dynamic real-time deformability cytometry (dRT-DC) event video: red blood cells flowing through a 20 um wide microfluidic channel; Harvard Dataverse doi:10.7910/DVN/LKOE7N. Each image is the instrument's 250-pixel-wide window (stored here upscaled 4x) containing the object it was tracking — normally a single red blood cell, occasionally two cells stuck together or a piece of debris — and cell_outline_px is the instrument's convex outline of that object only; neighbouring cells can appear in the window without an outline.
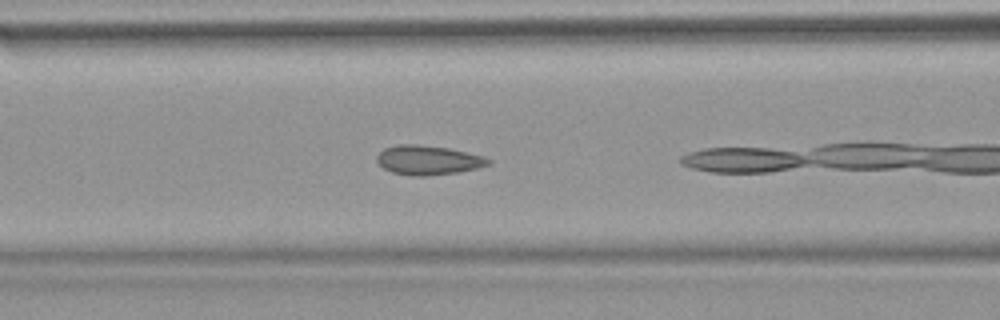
{"species": "common noctule bat (a hibernating species)", "species_latin": "Nyctalus noctula", "temperature_condition": "warm", "stored_images_in_passage": 15, "camera_frame_rate_fps": 3000, "um_per_image_px": 0.085, "animal": {"sex": "female", "body_mass_g": 18.4}, "frame": {"image": 1, "passage_image": 5, "time_ms": 1.333, "image_size_px": [1000, 320], "cell_outline_px": [[492, 164], [460, 172], [424, 176], [408, 176], [392, 172], [384, 168], [376, 160], [376, 156], [384, 148], [396, 144], [416, 144], [448, 148], [484, 156], [492, 160]], "centroid_in_image_um": [36.39, 13.61], "position_along_channel_um": 130.2, "area_um2": 19.19}}